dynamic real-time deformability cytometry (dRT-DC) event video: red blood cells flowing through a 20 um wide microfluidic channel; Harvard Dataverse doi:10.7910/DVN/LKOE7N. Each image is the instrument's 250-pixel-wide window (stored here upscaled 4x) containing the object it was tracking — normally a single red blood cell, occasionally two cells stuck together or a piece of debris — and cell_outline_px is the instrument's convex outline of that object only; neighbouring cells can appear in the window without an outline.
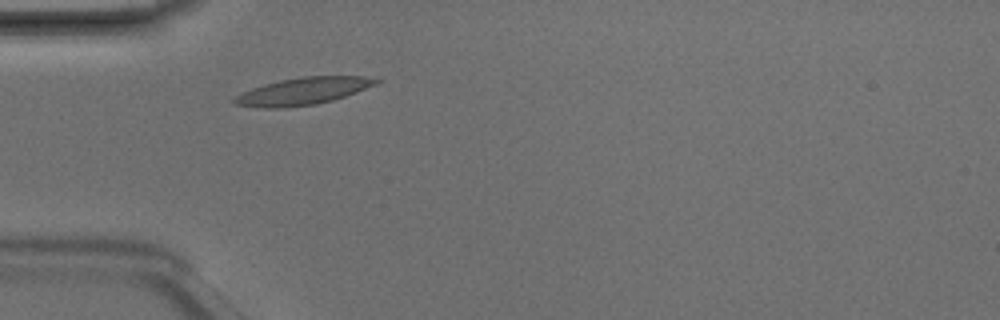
{"species": "Egyptian fruit bat (a non-hibernating species)", "species_latin": "Rousettus aegyptiacus", "temperature_condition": "room temperature", "stored_images_in_passage": 1, "camera_frame_rate_fps": 3000, "um_per_image_px": 0.085, "animal": {"sex": "male"}, "frame": {"image": 1, "passage_image": 1, "time_ms": 0.0, "image_size_px": [1000, 320], "cell_outline_px": [[384, 80], [376, 84], [356, 92], [332, 100], [316, 104], [280, 108], [260, 108], [236, 104], [232, 100], [240, 92], [264, 84], [280, 80], [300, 76], [364, 76]], "centroid_in_image_um": [25.74, 7.74], "position_along_channel_um": 59.3, "area_um2": 22.43}}